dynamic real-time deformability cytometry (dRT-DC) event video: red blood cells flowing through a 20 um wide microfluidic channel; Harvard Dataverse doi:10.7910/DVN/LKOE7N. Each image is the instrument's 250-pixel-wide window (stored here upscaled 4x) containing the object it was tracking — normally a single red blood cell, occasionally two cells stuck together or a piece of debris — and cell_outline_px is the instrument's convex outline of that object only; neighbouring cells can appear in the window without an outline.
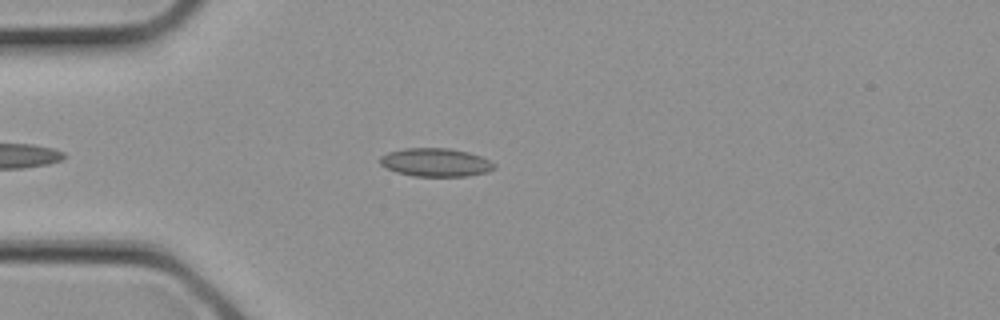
{"species": "common noctule bat (a hibernating species)", "species_latin": "Nyctalus noctula", "temperature_condition": "cold", "stored_images_in_passage": 10, "camera_frame_rate_fps": 3000, "um_per_image_px": 0.085, "animal": {"sex": "female", "body_mass_g": 21.9}, "frame": {"image": 1, "passage_image": 4, "time_ms": 1.0, "image_size_px": [1000, 320], "cell_outline_px": [[496, 168], [488, 172], [468, 176], [412, 176], [396, 172], [380, 164], [380, 156], [388, 152], [404, 148], [448, 148], [468, 152], [480, 156], [496, 164]], "centroid_in_image_um": [37.04, 13.8], "position_along_channel_um": 48.0, "area_um2": 18.9}}
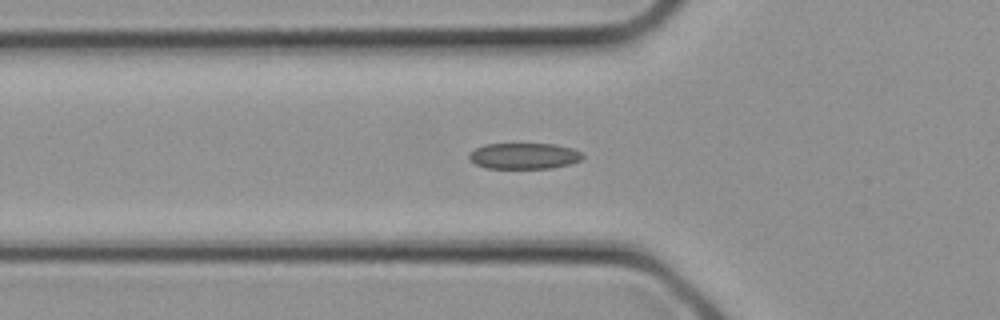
{"frame": {"image": 2, "passage_image": 6, "time_ms": 1.667, "image_size_px": [1000, 320], "cell_outline_px": [[584, 156], [580, 160], [572, 164], [552, 168], [484, 168], [468, 160], [468, 152], [484, 144], [556, 144], [572, 148], [580, 152]], "centroid_in_image_um": [44.52, 13.26], "position_along_channel_um": 81.3, "area_um2": 17.4}}
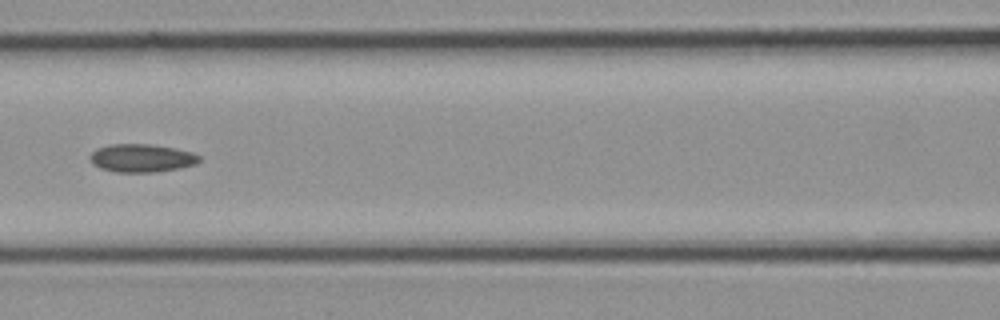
{"frame": {"image": 3, "passage_image": 9, "time_ms": 2.667, "image_size_px": [1000, 320], "cell_outline_px": [[200, 160], [196, 164], [180, 168], [152, 172], [116, 172], [100, 168], [92, 164], [88, 156], [96, 148], [108, 144], [148, 144], [176, 148], [192, 152], [200, 156]], "centroid_in_image_um": [12.01, 13.43], "position_along_channel_um": 154.6, "area_um2": 18.03}}